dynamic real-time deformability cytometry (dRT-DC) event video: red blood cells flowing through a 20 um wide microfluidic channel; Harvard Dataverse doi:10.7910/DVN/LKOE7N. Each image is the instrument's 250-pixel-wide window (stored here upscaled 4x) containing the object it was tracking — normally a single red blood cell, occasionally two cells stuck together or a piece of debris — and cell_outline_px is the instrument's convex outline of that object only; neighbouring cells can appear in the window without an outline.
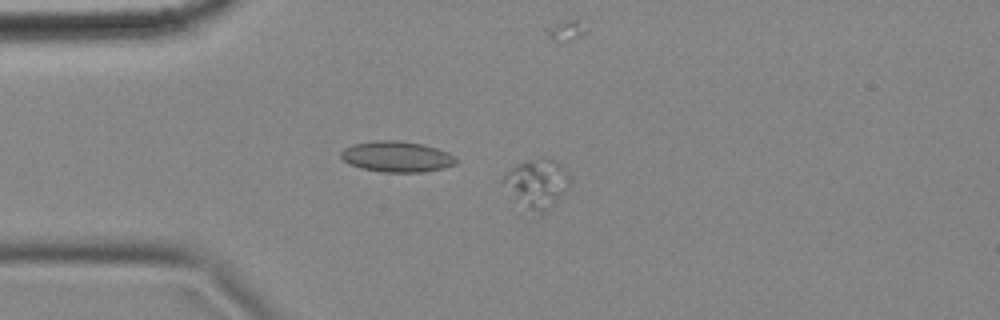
{"species": "common noctule bat (a hibernating species)", "species_latin": "Nyctalus noctula", "temperature_condition": "cold", "stored_images_in_passage": 5, "camera_frame_rate_fps": 3000, "um_per_image_px": 0.085, "animal": {"sex": "female", "body_mass_g": 18.4}, "frame": {"image": 1, "passage_image": 3, "time_ms": 0.667, "image_size_px": [1000, 320], "cell_outline_px": [[572, 184], [540, 216], [528, 208], [500, 180], [504, 172], [528, 160], [556, 160], [564, 168], [572, 180]], "centroid_in_image_um": [45.69, 15.58], "position_along_channel_um": 39.3, "area_um2": 18.09}}
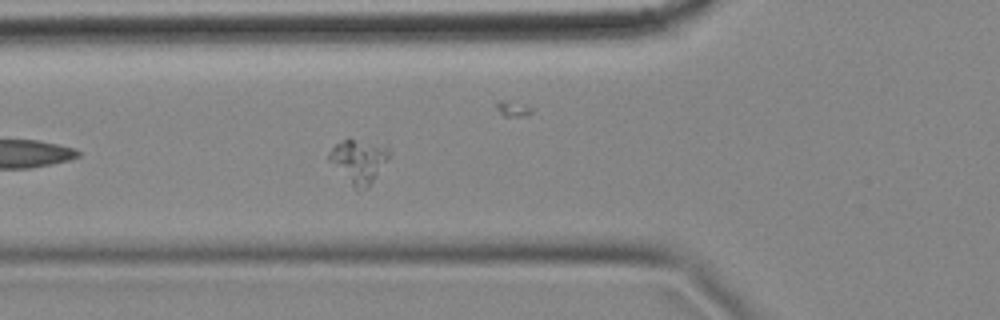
{"frame": {"image": 2, "passage_image": 5, "time_ms": 1.333, "image_size_px": [1000, 320], "cell_outline_px": [[392, 152], [368, 188], [356, 188], [328, 160], [328, 152], [336, 144], [348, 136], [388, 144]], "centroid_in_image_um": [30.54, 13.58], "position_along_channel_um": 95.3, "area_um2": 15.55}}